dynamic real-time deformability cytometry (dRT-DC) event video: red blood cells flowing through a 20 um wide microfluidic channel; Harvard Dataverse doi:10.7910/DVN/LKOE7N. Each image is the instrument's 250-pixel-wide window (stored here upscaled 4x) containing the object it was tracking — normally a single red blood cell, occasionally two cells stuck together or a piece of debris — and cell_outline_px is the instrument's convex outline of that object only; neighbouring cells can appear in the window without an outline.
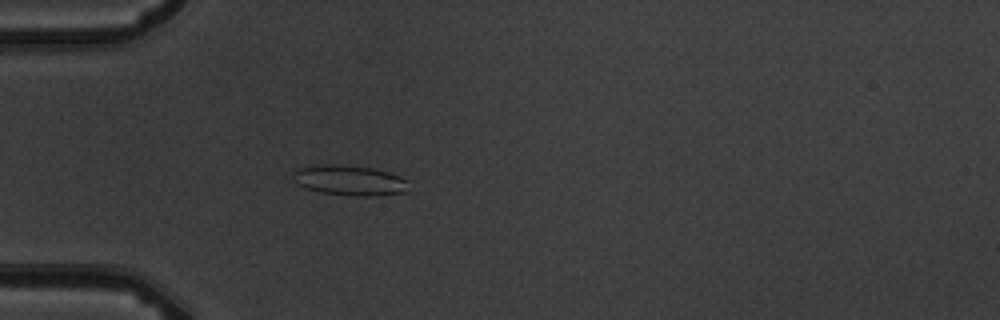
{"species": "common noctule bat (a hibernating species)", "species_latin": "Nyctalus noctula", "temperature_condition": "warm", "stored_images_in_passage": 5, "camera_frame_rate_fps": 3000, "um_per_image_px": 0.085, "animal": {"sex": "male", "body_mass_g": 19.5, "forearm_length_mm": 54.6}, "frame": {"image": 1, "passage_image": 5, "time_ms": 4.667, "image_size_px": [1000, 320], "cell_outline_px": [[408, 192], [376, 196], [356, 196], [320, 192], [304, 188], [296, 184], [292, 180], [292, 172], [296, 168], [308, 164], [336, 164], [372, 168], [392, 172], [408, 180]], "centroid_in_image_um": [29.67, 15.32], "position_along_channel_um": 55.3, "area_um2": 21.04}}